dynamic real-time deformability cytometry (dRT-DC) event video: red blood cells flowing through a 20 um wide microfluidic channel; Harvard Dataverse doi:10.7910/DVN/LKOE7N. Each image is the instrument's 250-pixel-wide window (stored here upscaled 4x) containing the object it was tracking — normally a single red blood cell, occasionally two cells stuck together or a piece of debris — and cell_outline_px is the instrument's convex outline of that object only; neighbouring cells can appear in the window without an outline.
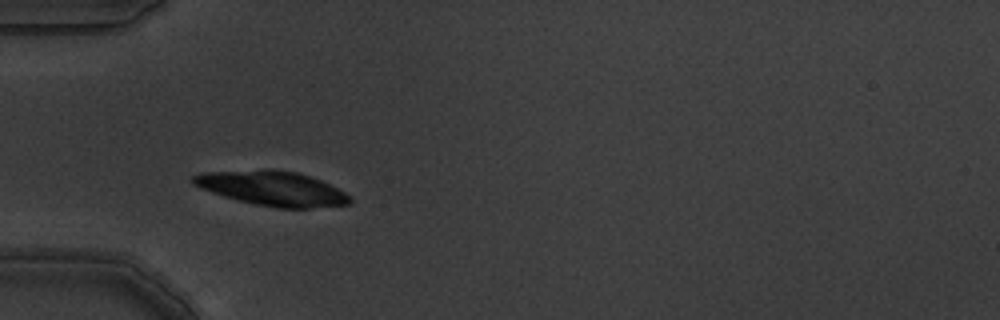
{"species": "common noctule bat (a hibernating species)", "species_latin": "Nyctalus noctula", "temperature_condition": "warm", "stored_images_in_passage": 5, "camera_frame_rate_fps": 3000, "um_per_image_px": 0.085, "animal": {"sex": "male", "body_mass_g": 19.5, "forearm_length_mm": 54.6}, "frame": {"image": 1, "passage_image": 3, "time_ms": 0.667, "image_size_px": [1000, 320], "cell_outline_px": [[352, 200], [348, 204], [308, 208], [276, 208], [236, 200], [200, 188], [192, 184], [192, 176], [204, 172], [296, 172], [312, 176], [344, 192]], "centroid_in_image_um": [23.16, 16.06], "position_along_channel_um": 61.8, "area_um2": 30.23}}
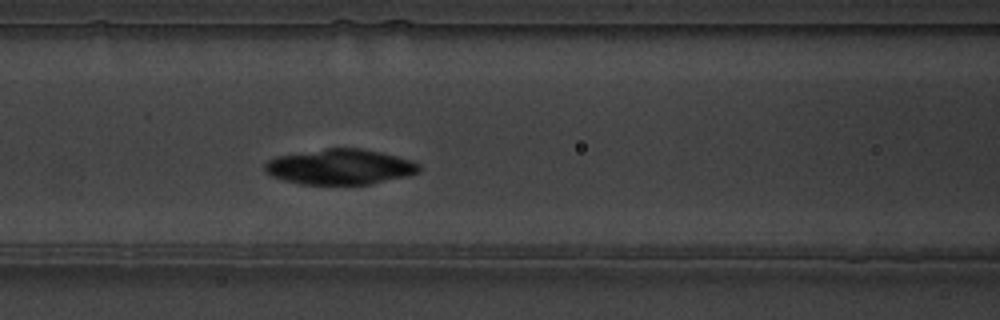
{"frame": {"image": 2, "passage_image": 5, "time_ms": 1.333, "image_size_px": [1000, 320], "cell_outline_px": [[420, 172], [408, 176], [372, 184], [300, 184], [284, 180], [272, 176], [264, 172], [264, 164], [268, 160], [276, 156], [324, 148], [360, 148], [380, 152], [412, 160], [420, 164]], "centroid_in_image_um": [28.9, 14.18], "position_along_channel_um": 137.7, "area_um2": 32.02}}